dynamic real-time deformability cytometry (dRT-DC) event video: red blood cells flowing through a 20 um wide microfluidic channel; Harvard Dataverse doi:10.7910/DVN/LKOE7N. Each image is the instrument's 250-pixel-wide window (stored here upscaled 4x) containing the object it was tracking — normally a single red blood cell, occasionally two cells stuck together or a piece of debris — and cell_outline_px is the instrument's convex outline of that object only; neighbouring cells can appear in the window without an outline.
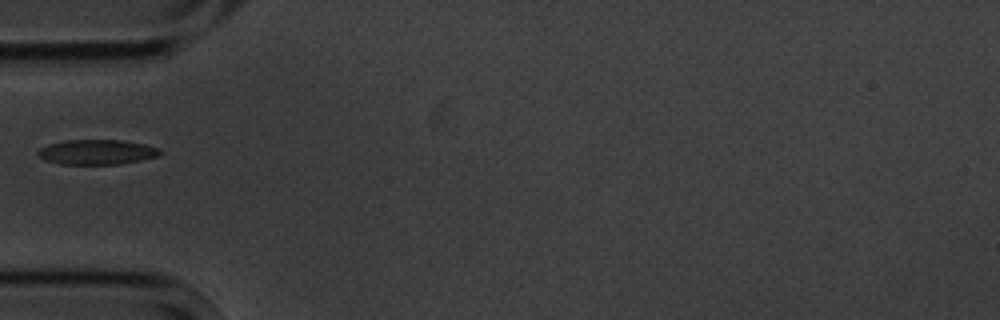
{"species": "common noctule bat (a hibernating species)", "species_latin": "Nyctalus noctula", "temperature_condition": "cold", "stored_images_in_passage": 11, "camera_frame_rate_fps": 3000, "um_per_image_px": 0.085, "animal": {"sex": "male", "body_mass_g": 20.1, "forearm_length_mm": 53.5}, "frame": {"image": 1, "passage_image": 5, "time_ms": 5.667, "image_size_px": [1000, 320], "cell_outline_px": [[164, 152], [156, 156], [140, 160], [120, 164], [60, 164], [44, 160], [36, 152], [40, 148], [48, 144], [64, 140], [120, 140], [144, 144], [160, 148]], "centroid_in_image_um": [8.22, 12.92], "position_along_channel_um": 76.8, "area_um2": 17.74}}
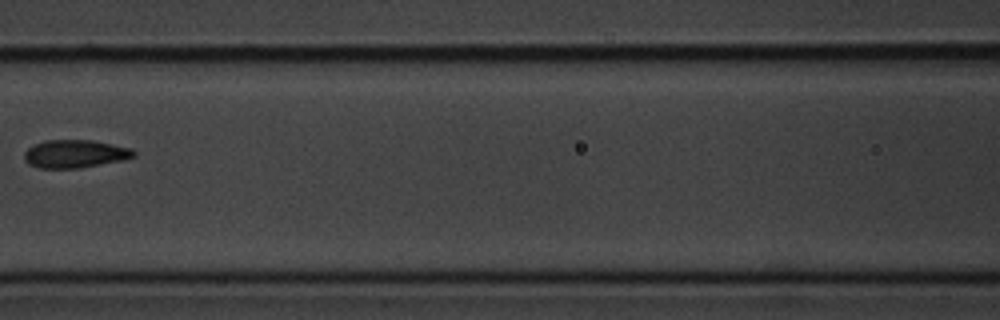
{"frame": {"image": 2, "passage_image": 7, "time_ms": 8.0, "image_size_px": [1000, 320], "cell_outline_px": [[136, 156], [124, 160], [76, 168], [40, 168], [28, 164], [24, 160], [24, 152], [28, 148], [44, 140], [92, 140], [132, 148], [136, 152]], "centroid_in_image_um": [6.38, 13.07], "position_along_channel_um": 160.2, "area_um2": 17.86}}
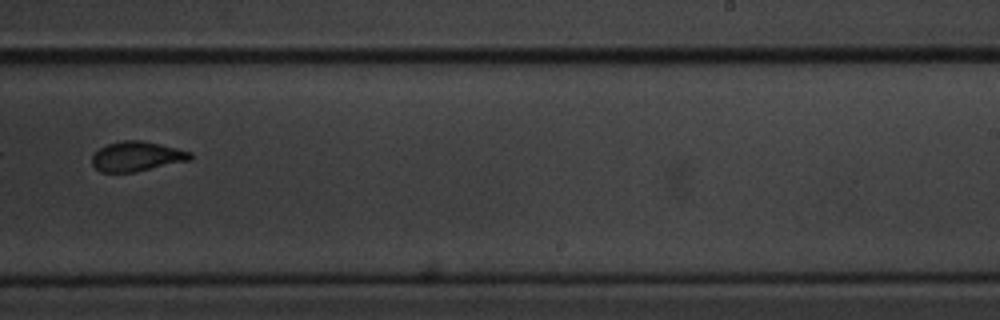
{"frame": {"image": 3, "passage_image": 10, "time_ms": 11.333, "image_size_px": [1000, 320], "cell_outline_px": [[192, 160], [136, 172], [100, 172], [92, 164], [92, 156], [100, 148], [108, 144], [120, 140], [140, 140], [160, 144], [192, 152]], "centroid_in_image_um": [11.65, 13.3], "position_along_channel_um": 277.4, "area_um2": 17.11}}